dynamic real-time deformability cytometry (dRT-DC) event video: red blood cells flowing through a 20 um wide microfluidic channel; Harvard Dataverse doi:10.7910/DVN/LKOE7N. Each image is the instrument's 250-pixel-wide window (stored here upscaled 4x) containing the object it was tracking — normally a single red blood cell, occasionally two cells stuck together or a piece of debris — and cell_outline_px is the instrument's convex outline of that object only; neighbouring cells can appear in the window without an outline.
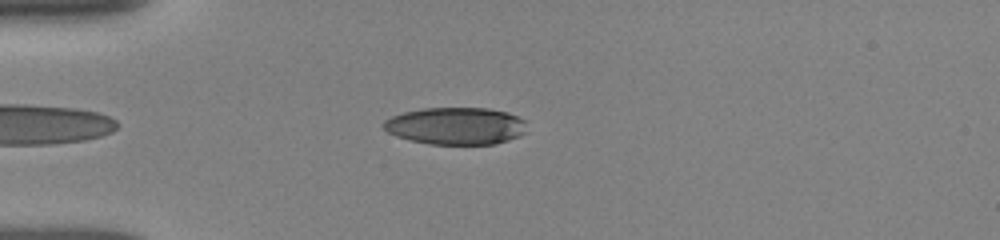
{"species": "human", "species_latin": "Homo sapiens", "temperature_condition": "room temperature", "stored_images_in_passage": 45, "camera_frame_rate_fps": 3000, "um_per_image_px": 0.085, "donor": {"sex": "female"}, "frame": {"image": 1, "passage_image": 7, "time_ms": 1.667, "image_size_px": [1000, 240], "cell_outline_px": [[524, 132], [520, 136], [496, 144], [428, 144], [408, 140], [396, 136], [388, 132], [380, 124], [384, 120], [392, 116], [404, 112], [424, 108], [488, 108], [508, 112], [524, 120]], "centroid_in_image_um": [38.71, 10.71], "position_along_channel_um": 46.3, "area_um2": 31.15}}
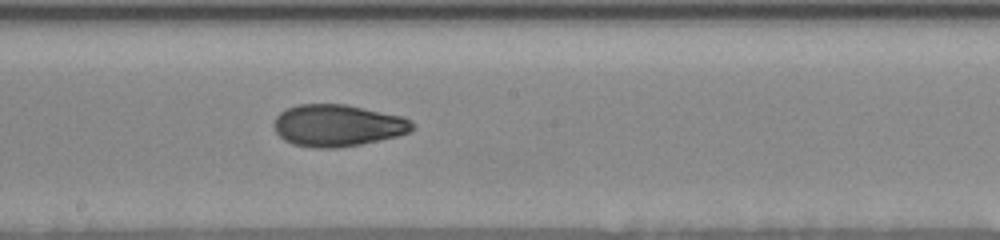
{"frame": {"image": 2, "passage_image": 24, "time_ms": 6.667, "image_size_px": [1000, 240], "cell_outline_px": [[416, 128], [408, 132], [396, 136], [360, 144], [336, 148], [312, 148], [292, 144], [284, 140], [276, 132], [272, 124], [276, 116], [280, 112], [288, 108], [300, 104], [348, 104], [404, 116]], "centroid_in_image_um": [28.67, 10.66], "position_along_channel_um": 219.5, "area_um2": 33.93}}
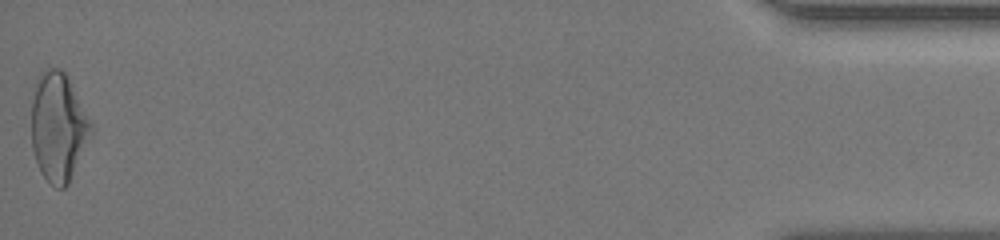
{"frame": {"image": 3, "passage_image": 45, "time_ms": 14.333, "image_size_px": [1000, 240], "cell_outline_px": [[92, 132], [68, 184], [64, 188], [56, 188], [40, 172], [32, 148], [32, 100], [36, 76], [48, 64], [60, 68], [64, 72], [92, 120]], "centroid_in_image_um": [4.94, 10.72], "position_along_channel_um": 430.3, "area_um2": 37.92}, "authors_computed_cell_mechanics": {"area_um2": 33.2928, "velocity_mm_per_s": 3.8903, "shape_relaxation_time_tau1_ms": 4.6076, "shape_relaxation_time_tau2_ms": 3.116, "deformation_change_tau1": 0.1893, "deformation_change_tau2": 0.0894}}